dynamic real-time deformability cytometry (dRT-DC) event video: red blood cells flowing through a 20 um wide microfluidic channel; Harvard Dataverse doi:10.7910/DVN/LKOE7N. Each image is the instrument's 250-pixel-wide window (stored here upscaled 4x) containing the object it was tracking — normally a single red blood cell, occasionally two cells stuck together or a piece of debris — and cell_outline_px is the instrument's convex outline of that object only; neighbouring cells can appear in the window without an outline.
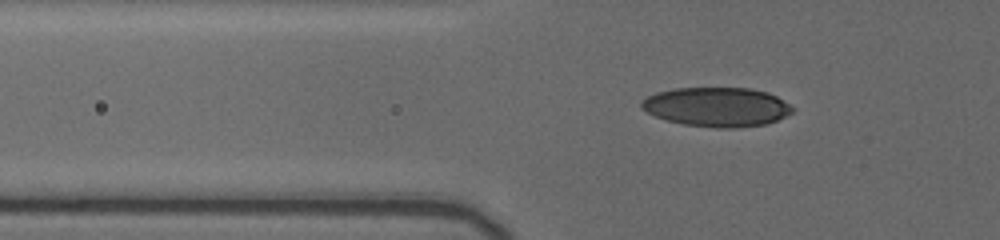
{"species": "human", "species_latin": "Homo sapiens", "temperature_condition": "cold", "stored_images_in_passage": 41, "camera_frame_rate_fps": 3000, "um_per_image_px": 0.085, "donor": {"sex": "female"}, "frame": {"image": 1, "passage_image": 2, "time_ms": 0.333, "image_size_px": [1000, 240], "cell_outline_px": [[792, 112], [776, 120], [764, 124], [732, 128], [716, 128], [684, 124], [668, 120], [656, 116], [648, 112], [640, 104], [648, 96], [656, 92], [676, 88], [748, 88], [768, 92], [776, 96], [788, 104], [792, 108]], "centroid_in_image_um": [60.93, 9.08], "position_along_channel_um": 64.9, "area_um2": 34.04}}
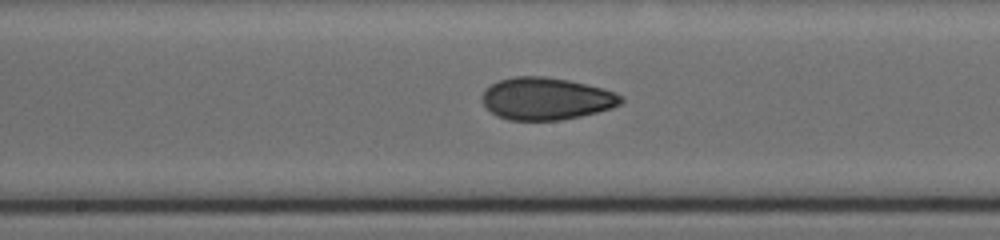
{"frame": {"image": 2, "passage_image": 17, "time_ms": 4.333, "image_size_px": [1000, 240], "cell_outline_px": [[624, 100], [620, 104], [612, 108], [580, 116], [560, 120], [508, 120], [496, 116], [484, 104], [484, 92], [492, 84], [500, 80], [512, 76], [544, 76], [568, 80], [616, 92]], "centroid_in_image_um": [46.44, 8.39], "position_along_channel_um": 201.8, "area_um2": 33.81}}
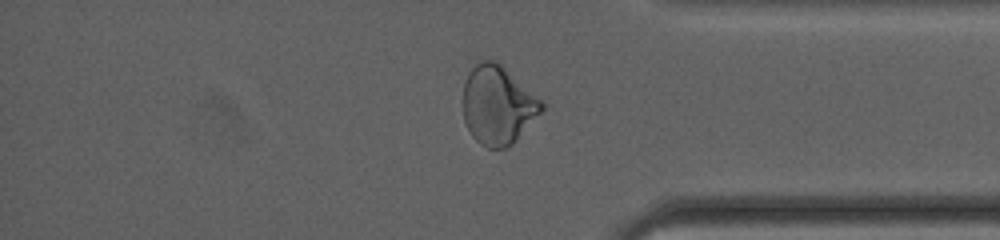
{"frame": {"image": 3, "passage_image": 35, "time_ms": 9.667, "image_size_px": [1000, 240], "cell_outline_px": [[544, 108], [512, 144], [504, 148], [488, 148], [480, 144], [472, 136], [464, 120], [464, 84], [476, 60], [492, 60], [500, 64], [540, 100], [544, 104]], "centroid_in_image_um": [42.28, 8.94], "position_along_channel_um": 392.9, "area_um2": 35.2}}